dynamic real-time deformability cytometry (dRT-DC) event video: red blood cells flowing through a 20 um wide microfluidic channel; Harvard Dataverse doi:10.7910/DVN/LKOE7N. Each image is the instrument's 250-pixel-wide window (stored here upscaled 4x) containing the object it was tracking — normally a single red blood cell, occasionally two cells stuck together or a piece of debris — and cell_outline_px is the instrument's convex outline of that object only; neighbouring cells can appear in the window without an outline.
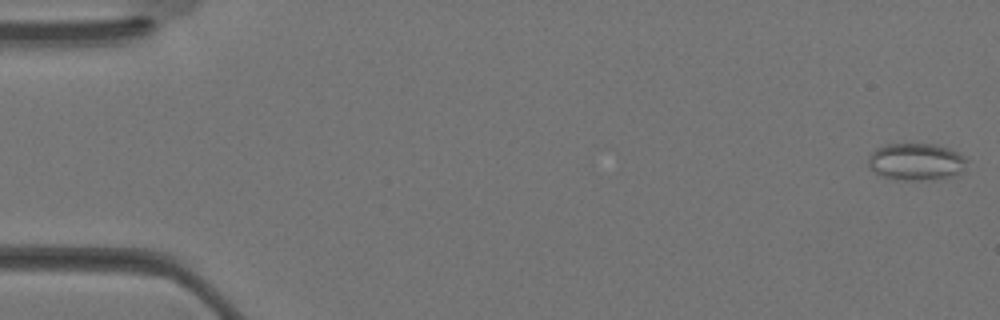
{"species": "Egyptian fruit bat (a non-hibernating species)", "species_latin": "Rousettus aegyptiacus", "temperature_condition": "warm", "stored_images_in_passage": 14, "camera_frame_rate_fps": 3000, "um_per_image_px": 0.085, "animal": {"sex": "female"}, "frame": {"image": 1, "passage_image": 1, "time_ms": 0.0, "image_size_px": [1000, 320], "cell_outline_px": [[968, 160], [960, 172], [952, 176], [924, 180], [896, 180], [880, 176], [868, 168], [868, 156], [876, 148], [888, 144], [936, 144], [948, 148], [964, 156]], "centroid_in_image_um": [77.81, 13.75], "position_along_channel_um": 7.2, "area_um2": 21.39}}
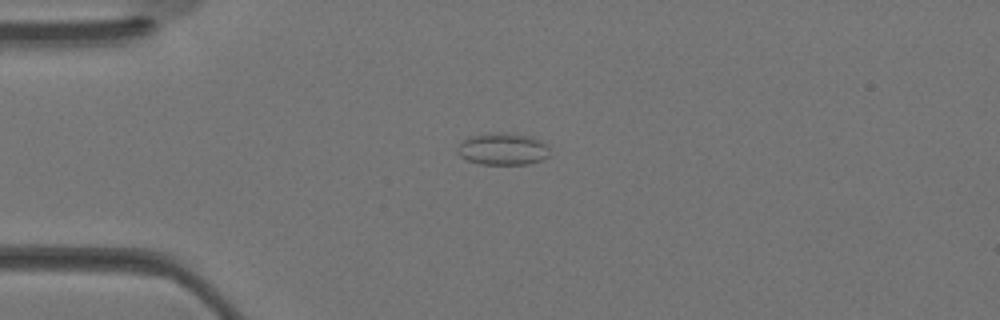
{"frame": {"image": 2, "passage_image": 9, "time_ms": 2.667, "image_size_px": [1000, 320], "cell_outline_px": [[548, 156], [540, 160], [528, 164], [480, 164], [468, 160], [460, 156], [456, 152], [460, 144], [468, 136], [504, 132], [508, 132], [532, 136], [540, 140], [548, 148]], "centroid_in_image_um": [42.73, 12.66], "position_along_channel_um": 42.3, "area_um2": 17.11}}
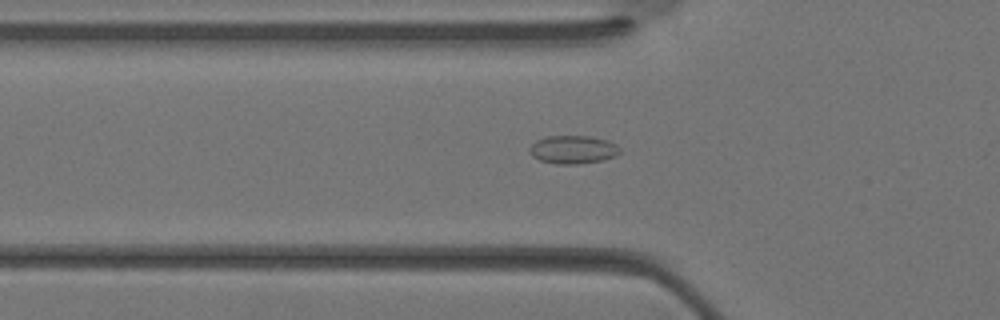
{"frame": {"image": 3, "passage_image": 12, "time_ms": 3.667, "image_size_px": [1000, 320], "cell_outline_px": [[620, 152], [616, 156], [604, 160], [576, 164], [556, 164], [540, 160], [532, 156], [528, 152], [528, 148], [536, 140], [548, 136], [592, 136], [608, 140], [616, 144], [620, 148]], "centroid_in_image_um": [48.71, 12.71], "position_along_channel_um": 77.1, "area_um2": 15.03}}